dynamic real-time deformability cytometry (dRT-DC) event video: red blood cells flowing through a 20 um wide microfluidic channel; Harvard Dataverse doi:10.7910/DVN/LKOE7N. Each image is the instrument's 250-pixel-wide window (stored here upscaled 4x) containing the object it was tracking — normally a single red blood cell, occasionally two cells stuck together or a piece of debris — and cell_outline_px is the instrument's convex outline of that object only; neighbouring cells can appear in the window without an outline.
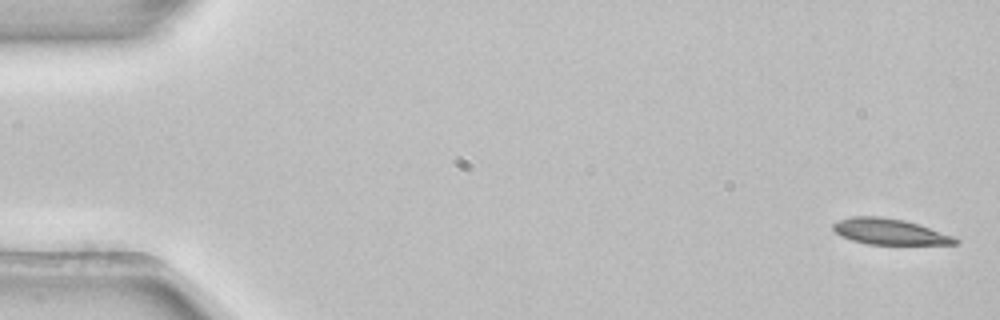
{"species": "common noctule bat (a hibernating species)", "species_latin": "Nyctalus noctula", "temperature_condition": "room temperature", "stored_images_in_passage": 4, "camera_frame_rate_fps": 3000, "um_per_image_px": 0.085, "animal": {"sex": "female", "body_mass_g": 22.7, "forearm_length_mm": 54.2}, "frame": {"image": 1, "passage_image": 1, "time_ms": 0.0, "image_size_px": [1000, 320], "cell_outline_px": [[960, 240], [956, 244], [868, 244], [852, 240], [840, 236], [832, 228], [832, 224], [836, 220], [852, 216], [880, 216], [904, 220], [920, 224], [952, 236]], "centroid_in_image_um": [75.57, 19.67], "position_along_channel_um": 9.4, "area_um2": 18.44}}
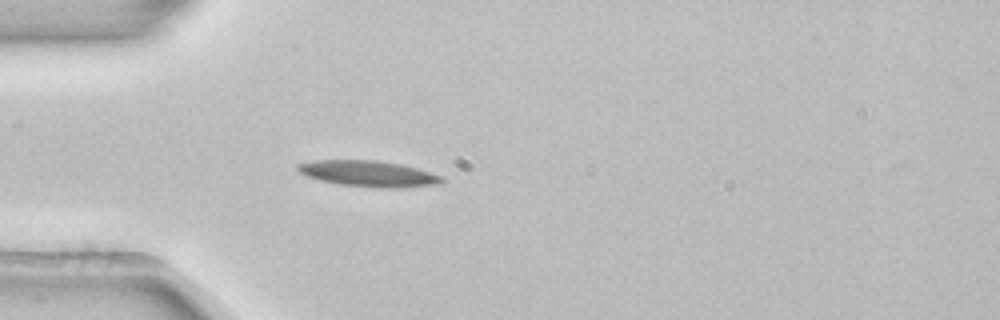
{"frame": {"image": 2, "passage_image": 4, "time_ms": 1.0, "image_size_px": [1000, 320], "cell_outline_px": [[444, 180], [440, 184], [396, 188], [376, 188], [340, 184], [320, 180], [308, 176], [300, 172], [296, 168], [296, 164], [316, 160], [376, 160], [400, 164], [416, 168], [440, 176]], "centroid_in_image_um": [31.3, 14.76], "position_along_channel_um": 53.7, "area_um2": 21.62}}